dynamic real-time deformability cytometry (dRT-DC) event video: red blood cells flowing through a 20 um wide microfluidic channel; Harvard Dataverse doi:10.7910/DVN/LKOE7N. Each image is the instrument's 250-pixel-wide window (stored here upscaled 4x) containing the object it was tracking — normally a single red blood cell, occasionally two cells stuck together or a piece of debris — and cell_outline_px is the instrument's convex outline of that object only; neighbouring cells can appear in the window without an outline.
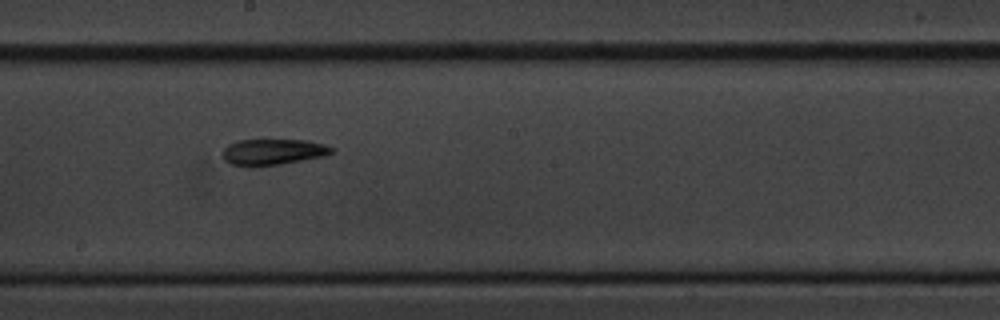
{"species": "common noctule bat (a hibernating species)", "species_latin": "Nyctalus noctula", "temperature_condition": "cold", "stored_images_in_passage": 14, "camera_frame_rate_fps": 3000, "um_per_image_px": 0.085, "animal": {"sex": "male", "body_mass_g": 20.1, "forearm_length_mm": 53.5}, "frame": {"image": 1, "passage_image": 7, "time_ms": 8.0, "image_size_px": [1000, 320], "cell_outline_px": [[336, 148], [332, 152], [324, 156], [280, 164], [256, 168], [248, 168], [232, 164], [224, 160], [224, 148], [228, 144], [236, 140], [308, 140], [324, 144]], "centroid_in_image_um": [23.18, 12.93], "position_along_channel_um": 225.0, "area_um2": 16.82}}
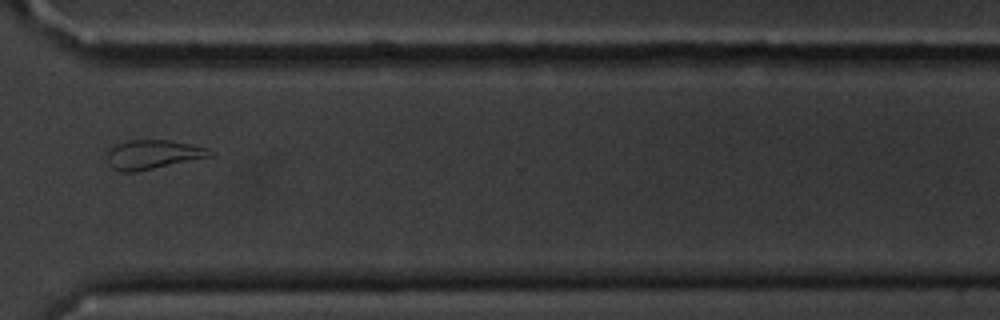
{"frame": {"image": 2, "passage_image": 10, "time_ms": 11.667, "image_size_px": [1000, 320], "cell_outline_px": [[216, 156], [136, 172], [124, 172], [112, 168], [108, 160], [108, 152], [112, 148], [128, 140], [168, 140], [192, 144], [208, 148], [216, 152]], "centroid_in_image_um": [13.12, 13.14], "position_along_channel_um": 357.5, "area_um2": 17.57}}
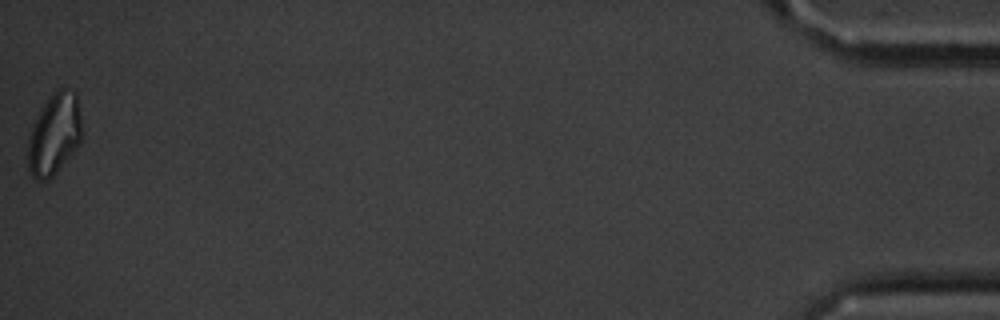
{"frame": {"image": 3, "passage_image": 14, "time_ms": 16.333, "image_size_px": [1000, 320], "cell_outline_px": [[80, 144], [56, 172], [48, 180], [36, 180], [32, 176], [28, 168], [24, 156], [32, 124], [40, 108], [52, 92], [56, 88], [64, 88], [76, 92], [80, 116]], "centroid_in_image_um": [4.55, 11.41], "position_along_channel_um": 430.6, "area_um2": 26.01}, "authors_computed_cell_mechanics": {"area_um2": 16.762, "velocity_mm_per_s": 3.6255, "shape_relaxation_time_tau1_ms": 5.82, "shape_relaxation_time_tau2_ms": 3.9658, "deformation_change_tau1": 0.171, "deformation_change_tau2": 0.133}}